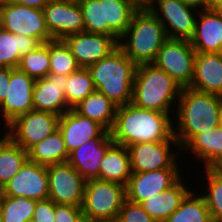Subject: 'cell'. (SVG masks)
<instances>
[{
  "label": "cell",
  "mask_w": 222,
  "mask_h": 222,
  "mask_svg": "<svg viewBox=\"0 0 222 222\" xmlns=\"http://www.w3.org/2000/svg\"><path fill=\"white\" fill-rule=\"evenodd\" d=\"M157 4L159 9L155 6ZM148 10L161 22L168 38L190 40L193 37L197 9L187 6L182 0H154Z\"/></svg>",
  "instance_id": "obj_11"
},
{
  "label": "cell",
  "mask_w": 222,
  "mask_h": 222,
  "mask_svg": "<svg viewBox=\"0 0 222 222\" xmlns=\"http://www.w3.org/2000/svg\"><path fill=\"white\" fill-rule=\"evenodd\" d=\"M196 51L190 40L168 38L153 62L182 88L189 87L194 76Z\"/></svg>",
  "instance_id": "obj_7"
},
{
  "label": "cell",
  "mask_w": 222,
  "mask_h": 222,
  "mask_svg": "<svg viewBox=\"0 0 222 222\" xmlns=\"http://www.w3.org/2000/svg\"><path fill=\"white\" fill-rule=\"evenodd\" d=\"M177 101L174 137L179 148H183L195 135L220 125V96L185 87Z\"/></svg>",
  "instance_id": "obj_2"
},
{
  "label": "cell",
  "mask_w": 222,
  "mask_h": 222,
  "mask_svg": "<svg viewBox=\"0 0 222 222\" xmlns=\"http://www.w3.org/2000/svg\"><path fill=\"white\" fill-rule=\"evenodd\" d=\"M49 0H0V3H15L42 10Z\"/></svg>",
  "instance_id": "obj_42"
},
{
  "label": "cell",
  "mask_w": 222,
  "mask_h": 222,
  "mask_svg": "<svg viewBox=\"0 0 222 222\" xmlns=\"http://www.w3.org/2000/svg\"><path fill=\"white\" fill-rule=\"evenodd\" d=\"M63 41L81 68H88L118 47V42L111 36L85 31L69 35Z\"/></svg>",
  "instance_id": "obj_16"
},
{
  "label": "cell",
  "mask_w": 222,
  "mask_h": 222,
  "mask_svg": "<svg viewBox=\"0 0 222 222\" xmlns=\"http://www.w3.org/2000/svg\"><path fill=\"white\" fill-rule=\"evenodd\" d=\"M60 116L31 110L16 117L7 127V135L24 150L58 130Z\"/></svg>",
  "instance_id": "obj_9"
},
{
  "label": "cell",
  "mask_w": 222,
  "mask_h": 222,
  "mask_svg": "<svg viewBox=\"0 0 222 222\" xmlns=\"http://www.w3.org/2000/svg\"><path fill=\"white\" fill-rule=\"evenodd\" d=\"M55 203L49 198L36 202L32 220L34 222H54Z\"/></svg>",
  "instance_id": "obj_40"
},
{
  "label": "cell",
  "mask_w": 222,
  "mask_h": 222,
  "mask_svg": "<svg viewBox=\"0 0 222 222\" xmlns=\"http://www.w3.org/2000/svg\"><path fill=\"white\" fill-rule=\"evenodd\" d=\"M167 39L163 25L151 11L138 9L129 27L120 36L118 47L138 66L153 63Z\"/></svg>",
  "instance_id": "obj_3"
},
{
  "label": "cell",
  "mask_w": 222,
  "mask_h": 222,
  "mask_svg": "<svg viewBox=\"0 0 222 222\" xmlns=\"http://www.w3.org/2000/svg\"><path fill=\"white\" fill-rule=\"evenodd\" d=\"M67 76L49 73L37 79L33 88V108L61 116L71 108L65 98Z\"/></svg>",
  "instance_id": "obj_19"
},
{
  "label": "cell",
  "mask_w": 222,
  "mask_h": 222,
  "mask_svg": "<svg viewBox=\"0 0 222 222\" xmlns=\"http://www.w3.org/2000/svg\"><path fill=\"white\" fill-rule=\"evenodd\" d=\"M164 222H212V219L203 196H196L190 190L180 206Z\"/></svg>",
  "instance_id": "obj_31"
},
{
  "label": "cell",
  "mask_w": 222,
  "mask_h": 222,
  "mask_svg": "<svg viewBox=\"0 0 222 222\" xmlns=\"http://www.w3.org/2000/svg\"><path fill=\"white\" fill-rule=\"evenodd\" d=\"M58 129L63 135L68 153L90 139L110 136V132L102 125L79 115L73 109L60 116Z\"/></svg>",
  "instance_id": "obj_18"
},
{
  "label": "cell",
  "mask_w": 222,
  "mask_h": 222,
  "mask_svg": "<svg viewBox=\"0 0 222 222\" xmlns=\"http://www.w3.org/2000/svg\"><path fill=\"white\" fill-rule=\"evenodd\" d=\"M114 144L108 138H93L69 153L68 163L87 180L99 179L100 163L108 149Z\"/></svg>",
  "instance_id": "obj_21"
},
{
  "label": "cell",
  "mask_w": 222,
  "mask_h": 222,
  "mask_svg": "<svg viewBox=\"0 0 222 222\" xmlns=\"http://www.w3.org/2000/svg\"><path fill=\"white\" fill-rule=\"evenodd\" d=\"M187 6L197 8L198 11L211 9L212 0H182ZM201 8V9H199Z\"/></svg>",
  "instance_id": "obj_43"
},
{
  "label": "cell",
  "mask_w": 222,
  "mask_h": 222,
  "mask_svg": "<svg viewBox=\"0 0 222 222\" xmlns=\"http://www.w3.org/2000/svg\"><path fill=\"white\" fill-rule=\"evenodd\" d=\"M4 196L25 197L34 200L48 199L47 166L39 165L29 159L0 190Z\"/></svg>",
  "instance_id": "obj_14"
},
{
  "label": "cell",
  "mask_w": 222,
  "mask_h": 222,
  "mask_svg": "<svg viewBox=\"0 0 222 222\" xmlns=\"http://www.w3.org/2000/svg\"><path fill=\"white\" fill-rule=\"evenodd\" d=\"M183 149L191 150L205 168H213L222 160V125L195 135Z\"/></svg>",
  "instance_id": "obj_26"
},
{
  "label": "cell",
  "mask_w": 222,
  "mask_h": 222,
  "mask_svg": "<svg viewBox=\"0 0 222 222\" xmlns=\"http://www.w3.org/2000/svg\"><path fill=\"white\" fill-rule=\"evenodd\" d=\"M49 73L68 76L81 67L63 40L49 41Z\"/></svg>",
  "instance_id": "obj_34"
},
{
  "label": "cell",
  "mask_w": 222,
  "mask_h": 222,
  "mask_svg": "<svg viewBox=\"0 0 222 222\" xmlns=\"http://www.w3.org/2000/svg\"><path fill=\"white\" fill-rule=\"evenodd\" d=\"M181 178L169 189L143 200L140 205L157 222H164L181 204L190 192ZM187 187V188H186Z\"/></svg>",
  "instance_id": "obj_23"
},
{
  "label": "cell",
  "mask_w": 222,
  "mask_h": 222,
  "mask_svg": "<svg viewBox=\"0 0 222 222\" xmlns=\"http://www.w3.org/2000/svg\"><path fill=\"white\" fill-rule=\"evenodd\" d=\"M40 45L35 38L14 35L0 27V67L18 68L21 57Z\"/></svg>",
  "instance_id": "obj_27"
},
{
  "label": "cell",
  "mask_w": 222,
  "mask_h": 222,
  "mask_svg": "<svg viewBox=\"0 0 222 222\" xmlns=\"http://www.w3.org/2000/svg\"><path fill=\"white\" fill-rule=\"evenodd\" d=\"M219 116H220V124L222 125V99L220 98V113H219Z\"/></svg>",
  "instance_id": "obj_47"
},
{
  "label": "cell",
  "mask_w": 222,
  "mask_h": 222,
  "mask_svg": "<svg viewBox=\"0 0 222 222\" xmlns=\"http://www.w3.org/2000/svg\"><path fill=\"white\" fill-rule=\"evenodd\" d=\"M211 9L222 12V0H212Z\"/></svg>",
  "instance_id": "obj_45"
},
{
  "label": "cell",
  "mask_w": 222,
  "mask_h": 222,
  "mask_svg": "<svg viewBox=\"0 0 222 222\" xmlns=\"http://www.w3.org/2000/svg\"><path fill=\"white\" fill-rule=\"evenodd\" d=\"M49 41L21 57L18 68L37 80L45 78L50 69Z\"/></svg>",
  "instance_id": "obj_35"
},
{
  "label": "cell",
  "mask_w": 222,
  "mask_h": 222,
  "mask_svg": "<svg viewBox=\"0 0 222 222\" xmlns=\"http://www.w3.org/2000/svg\"><path fill=\"white\" fill-rule=\"evenodd\" d=\"M28 160L27 150L17 145L7 134L0 138V190L19 172Z\"/></svg>",
  "instance_id": "obj_30"
},
{
  "label": "cell",
  "mask_w": 222,
  "mask_h": 222,
  "mask_svg": "<svg viewBox=\"0 0 222 222\" xmlns=\"http://www.w3.org/2000/svg\"><path fill=\"white\" fill-rule=\"evenodd\" d=\"M171 144L175 145V148L179 146L177 140L144 142L128 146L131 172L178 168L176 157L179 153L171 151Z\"/></svg>",
  "instance_id": "obj_12"
},
{
  "label": "cell",
  "mask_w": 222,
  "mask_h": 222,
  "mask_svg": "<svg viewBox=\"0 0 222 222\" xmlns=\"http://www.w3.org/2000/svg\"><path fill=\"white\" fill-rule=\"evenodd\" d=\"M95 90L93 79L87 68H80L67 76L65 98L72 109Z\"/></svg>",
  "instance_id": "obj_33"
},
{
  "label": "cell",
  "mask_w": 222,
  "mask_h": 222,
  "mask_svg": "<svg viewBox=\"0 0 222 222\" xmlns=\"http://www.w3.org/2000/svg\"><path fill=\"white\" fill-rule=\"evenodd\" d=\"M213 169L222 176V160L220 162H218Z\"/></svg>",
  "instance_id": "obj_46"
},
{
  "label": "cell",
  "mask_w": 222,
  "mask_h": 222,
  "mask_svg": "<svg viewBox=\"0 0 222 222\" xmlns=\"http://www.w3.org/2000/svg\"><path fill=\"white\" fill-rule=\"evenodd\" d=\"M52 40L84 32L83 15L78 1L49 0L42 9Z\"/></svg>",
  "instance_id": "obj_13"
},
{
  "label": "cell",
  "mask_w": 222,
  "mask_h": 222,
  "mask_svg": "<svg viewBox=\"0 0 222 222\" xmlns=\"http://www.w3.org/2000/svg\"><path fill=\"white\" fill-rule=\"evenodd\" d=\"M0 222H2V211H1V208H0Z\"/></svg>",
  "instance_id": "obj_48"
},
{
  "label": "cell",
  "mask_w": 222,
  "mask_h": 222,
  "mask_svg": "<svg viewBox=\"0 0 222 222\" xmlns=\"http://www.w3.org/2000/svg\"><path fill=\"white\" fill-rule=\"evenodd\" d=\"M137 10L128 0H104L105 35L113 37L118 42Z\"/></svg>",
  "instance_id": "obj_29"
},
{
  "label": "cell",
  "mask_w": 222,
  "mask_h": 222,
  "mask_svg": "<svg viewBox=\"0 0 222 222\" xmlns=\"http://www.w3.org/2000/svg\"><path fill=\"white\" fill-rule=\"evenodd\" d=\"M35 81L19 68H11L7 95L0 104V111L3 114L0 118L2 116L4 119L5 126L16 117L34 110L32 96Z\"/></svg>",
  "instance_id": "obj_17"
},
{
  "label": "cell",
  "mask_w": 222,
  "mask_h": 222,
  "mask_svg": "<svg viewBox=\"0 0 222 222\" xmlns=\"http://www.w3.org/2000/svg\"><path fill=\"white\" fill-rule=\"evenodd\" d=\"M126 200V186L91 179L85 182L82 213L86 222L116 221Z\"/></svg>",
  "instance_id": "obj_6"
},
{
  "label": "cell",
  "mask_w": 222,
  "mask_h": 222,
  "mask_svg": "<svg viewBox=\"0 0 222 222\" xmlns=\"http://www.w3.org/2000/svg\"><path fill=\"white\" fill-rule=\"evenodd\" d=\"M48 198L55 204L82 207L86 180L68 162L47 166Z\"/></svg>",
  "instance_id": "obj_10"
},
{
  "label": "cell",
  "mask_w": 222,
  "mask_h": 222,
  "mask_svg": "<svg viewBox=\"0 0 222 222\" xmlns=\"http://www.w3.org/2000/svg\"><path fill=\"white\" fill-rule=\"evenodd\" d=\"M179 173L182 174L179 168L132 172L126 185V199L140 204L175 185L182 178Z\"/></svg>",
  "instance_id": "obj_15"
},
{
  "label": "cell",
  "mask_w": 222,
  "mask_h": 222,
  "mask_svg": "<svg viewBox=\"0 0 222 222\" xmlns=\"http://www.w3.org/2000/svg\"><path fill=\"white\" fill-rule=\"evenodd\" d=\"M207 193L203 198L208 206L212 222H222V176L213 168H205Z\"/></svg>",
  "instance_id": "obj_36"
},
{
  "label": "cell",
  "mask_w": 222,
  "mask_h": 222,
  "mask_svg": "<svg viewBox=\"0 0 222 222\" xmlns=\"http://www.w3.org/2000/svg\"><path fill=\"white\" fill-rule=\"evenodd\" d=\"M130 1L137 9H149L154 0H128Z\"/></svg>",
  "instance_id": "obj_44"
},
{
  "label": "cell",
  "mask_w": 222,
  "mask_h": 222,
  "mask_svg": "<svg viewBox=\"0 0 222 222\" xmlns=\"http://www.w3.org/2000/svg\"><path fill=\"white\" fill-rule=\"evenodd\" d=\"M116 222H157L149 216L139 203L124 201Z\"/></svg>",
  "instance_id": "obj_38"
},
{
  "label": "cell",
  "mask_w": 222,
  "mask_h": 222,
  "mask_svg": "<svg viewBox=\"0 0 222 222\" xmlns=\"http://www.w3.org/2000/svg\"><path fill=\"white\" fill-rule=\"evenodd\" d=\"M27 154L30 161L43 166L66 163L69 158L63 135L59 129L30 147Z\"/></svg>",
  "instance_id": "obj_28"
},
{
  "label": "cell",
  "mask_w": 222,
  "mask_h": 222,
  "mask_svg": "<svg viewBox=\"0 0 222 222\" xmlns=\"http://www.w3.org/2000/svg\"><path fill=\"white\" fill-rule=\"evenodd\" d=\"M197 14L192 47L196 53H222V12L207 9Z\"/></svg>",
  "instance_id": "obj_20"
},
{
  "label": "cell",
  "mask_w": 222,
  "mask_h": 222,
  "mask_svg": "<svg viewBox=\"0 0 222 222\" xmlns=\"http://www.w3.org/2000/svg\"><path fill=\"white\" fill-rule=\"evenodd\" d=\"M37 200L25 197L4 196L0 193L2 222H27L32 220Z\"/></svg>",
  "instance_id": "obj_32"
},
{
  "label": "cell",
  "mask_w": 222,
  "mask_h": 222,
  "mask_svg": "<svg viewBox=\"0 0 222 222\" xmlns=\"http://www.w3.org/2000/svg\"><path fill=\"white\" fill-rule=\"evenodd\" d=\"M131 173L130 156L127 147L114 143L100 163L99 180L126 186Z\"/></svg>",
  "instance_id": "obj_25"
},
{
  "label": "cell",
  "mask_w": 222,
  "mask_h": 222,
  "mask_svg": "<svg viewBox=\"0 0 222 222\" xmlns=\"http://www.w3.org/2000/svg\"><path fill=\"white\" fill-rule=\"evenodd\" d=\"M87 69L93 79L95 90L103 93L117 106L132 101L137 65L119 47Z\"/></svg>",
  "instance_id": "obj_4"
},
{
  "label": "cell",
  "mask_w": 222,
  "mask_h": 222,
  "mask_svg": "<svg viewBox=\"0 0 222 222\" xmlns=\"http://www.w3.org/2000/svg\"><path fill=\"white\" fill-rule=\"evenodd\" d=\"M172 119L168 113L140 108L130 102L117 107L110 135L115 144L125 147L136 143L176 140Z\"/></svg>",
  "instance_id": "obj_1"
},
{
  "label": "cell",
  "mask_w": 222,
  "mask_h": 222,
  "mask_svg": "<svg viewBox=\"0 0 222 222\" xmlns=\"http://www.w3.org/2000/svg\"><path fill=\"white\" fill-rule=\"evenodd\" d=\"M190 88L221 96L222 53H196Z\"/></svg>",
  "instance_id": "obj_22"
},
{
  "label": "cell",
  "mask_w": 222,
  "mask_h": 222,
  "mask_svg": "<svg viewBox=\"0 0 222 222\" xmlns=\"http://www.w3.org/2000/svg\"><path fill=\"white\" fill-rule=\"evenodd\" d=\"M117 107L103 93L94 90L72 109L79 115L99 123L110 132L114 125Z\"/></svg>",
  "instance_id": "obj_24"
},
{
  "label": "cell",
  "mask_w": 222,
  "mask_h": 222,
  "mask_svg": "<svg viewBox=\"0 0 222 222\" xmlns=\"http://www.w3.org/2000/svg\"><path fill=\"white\" fill-rule=\"evenodd\" d=\"M0 27L16 35L37 39L41 44L52 40L43 10L15 4L0 3Z\"/></svg>",
  "instance_id": "obj_8"
},
{
  "label": "cell",
  "mask_w": 222,
  "mask_h": 222,
  "mask_svg": "<svg viewBox=\"0 0 222 222\" xmlns=\"http://www.w3.org/2000/svg\"><path fill=\"white\" fill-rule=\"evenodd\" d=\"M10 75H11V68L0 67V104L3 102V100L7 95Z\"/></svg>",
  "instance_id": "obj_41"
},
{
  "label": "cell",
  "mask_w": 222,
  "mask_h": 222,
  "mask_svg": "<svg viewBox=\"0 0 222 222\" xmlns=\"http://www.w3.org/2000/svg\"><path fill=\"white\" fill-rule=\"evenodd\" d=\"M181 90L173 78L153 63L142 64L136 69L131 102L140 108L169 114Z\"/></svg>",
  "instance_id": "obj_5"
},
{
  "label": "cell",
  "mask_w": 222,
  "mask_h": 222,
  "mask_svg": "<svg viewBox=\"0 0 222 222\" xmlns=\"http://www.w3.org/2000/svg\"><path fill=\"white\" fill-rule=\"evenodd\" d=\"M54 222H86L82 208L74 205L55 204Z\"/></svg>",
  "instance_id": "obj_39"
},
{
  "label": "cell",
  "mask_w": 222,
  "mask_h": 222,
  "mask_svg": "<svg viewBox=\"0 0 222 222\" xmlns=\"http://www.w3.org/2000/svg\"><path fill=\"white\" fill-rule=\"evenodd\" d=\"M80 5L84 31L105 34L104 0H78Z\"/></svg>",
  "instance_id": "obj_37"
}]
</instances>
